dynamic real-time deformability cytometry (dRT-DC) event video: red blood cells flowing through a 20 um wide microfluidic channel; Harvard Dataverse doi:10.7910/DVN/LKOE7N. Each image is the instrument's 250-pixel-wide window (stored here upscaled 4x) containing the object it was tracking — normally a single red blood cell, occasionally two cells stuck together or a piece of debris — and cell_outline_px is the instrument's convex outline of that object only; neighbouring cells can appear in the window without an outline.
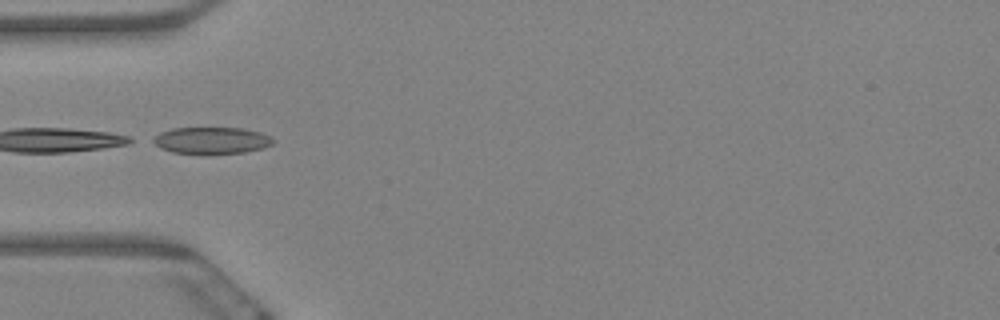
{"species": "Egyptian fruit bat (a non-hibernating species)", "species_latin": "Rousettus aegyptiacus", "temperature_condition": "warm", "stored_images_in_passage": 8, "camera_frame_rate_fps": 3000, "um_per_image_px": 0.085, "animal": {"sex": "female"}, "frame": {"image": 1, "passage_image": 5, "time_ms": 1.333, "image_size_px": [1000, 320], "cell_outline_px": [[276, 140], [272, 144], [264, 148], [244, 152], [172, 152], [160, 148], [148, 140], [160, 132], [172, 128], [244, 128], [260, 132], [272, 136]], "centroid_in_image_um": [17.98, 11.9], "position_along_channel_um": 67.0, "area_um2": 18.5}}